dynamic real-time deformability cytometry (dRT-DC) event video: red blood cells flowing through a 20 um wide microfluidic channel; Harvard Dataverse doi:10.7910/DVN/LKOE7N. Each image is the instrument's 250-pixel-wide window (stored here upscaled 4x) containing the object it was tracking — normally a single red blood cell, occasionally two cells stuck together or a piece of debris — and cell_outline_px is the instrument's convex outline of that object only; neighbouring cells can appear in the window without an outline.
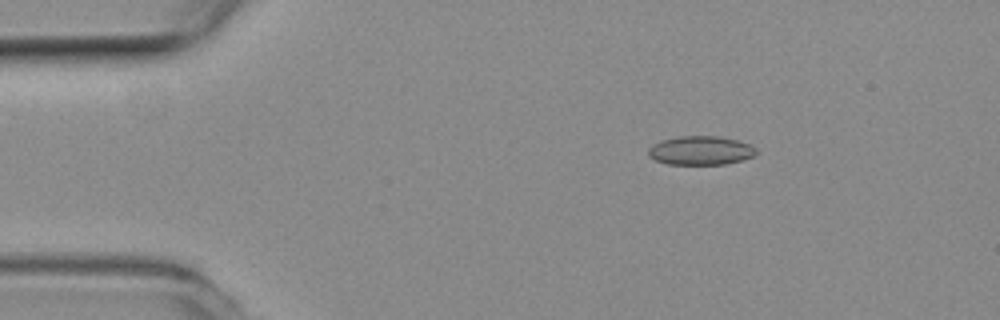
{"species": "common noctule bat (a hibernating species)", "species_latin": "Nyctalus noctula", "temperature_condition": "room temperature", "stored_images_in_passage": 49, "camera_frame_rate_fps": 3000, "um_per_image_px": 0.085, "animal": {"sex": "female", "body_mass_g": 19.3, "forearm_length_mm": 54.1}, "frame": {"image": 1, "passage_image": 3, "time_ms": 0.667, "image_size_px": [1000, 320], "cell_outline_px": [[756, 152], [752, 156], [740, 160], [724, 164], [668, 164], [656, 160], [648, 156], [648, 148], [652, 144], [660, 140], [676, 136], [720, 136], [740, 140], [752, 144], [756, 148]], "centroid_in_image_um": [59.54, 12.77], "position_along_channel_um": 25.5, "area_um2": 18.32}}
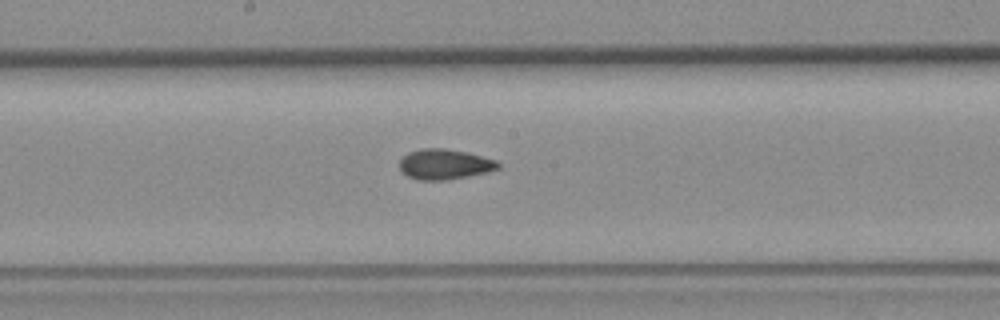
{"frame": {"image": 2, "passage_image": 23, "time_ms": 7.333, "image_size_px": [1000, 320], "cell_outline_px": [[500, 168], [488, 172], [448, 180], [416, 180], [400, 172], [400, 160], [408, 152], [420, 148], [444, 148], [468, 152], [496, 160], [500, 164]], "centroid_in_image_um": [37.78, 13.96], "position_along_channel_um": 210.4, "area_um2": 17.63}}
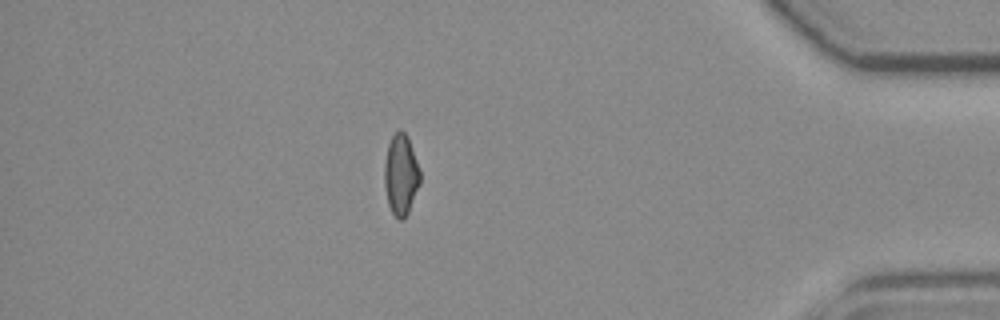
{"frame": {"image": 3, "passage_image": 42, "time_ms": 13.667, "image_size_px": [1000, 320], "cell_outline_px": [[420, 184], [408, 212], [404, 220], [400, 220], [392, 212], [388, 204], [384, 184], [384, 164], [388, 144], [392, 136], [400, 128], [408, 136], [420, 172]], "centroid_in_image_um": [34.07, 14.84], "position_along_channel_um": 401.1, "area_um2": 16.76}, "authors_computed_cell_mechanics": {"area_um2": 17.2244, "velocity_mm_per_s": 3.7259, "shape_relaxation_time_tau1_ms": null, "shape_relaxation_time_tau2_ms": 2.3892, "deformation_change_tau1": null, "deformation_change_tau2": 0.071}}